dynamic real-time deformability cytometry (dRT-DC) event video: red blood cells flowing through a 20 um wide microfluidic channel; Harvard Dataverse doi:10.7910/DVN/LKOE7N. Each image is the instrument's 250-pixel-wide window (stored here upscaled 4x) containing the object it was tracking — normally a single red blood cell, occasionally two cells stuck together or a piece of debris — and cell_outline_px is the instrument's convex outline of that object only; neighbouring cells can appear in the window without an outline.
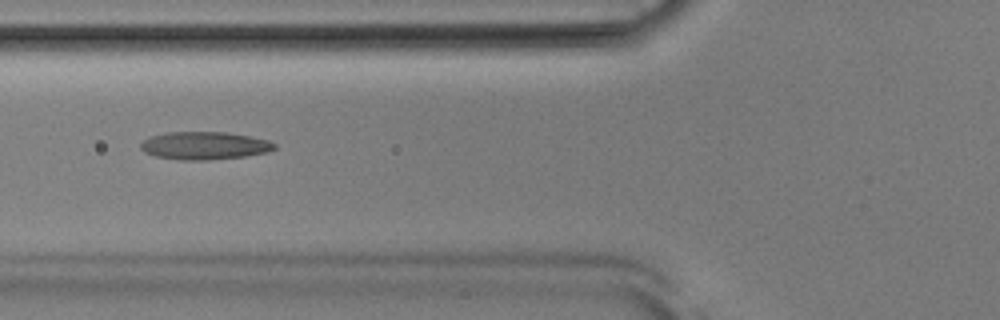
{"species": "Egyptian fruit bat (a non-hibernating species)", "species_latin": "Rousettus aegyptiacus", "temperature_condition": "room temperature", "stored_images_in_passage": 52, "camera_frame_rate_fps": 3000, "um_per_image_px": 0.085, "animal": {"sex": "male"}, "frame": {"image": 1, "passage_image": 20, "time_ms": 6.333, "image_size_px": [1000, 320], "cell_outline_px": [[276, 148], [268, 152], [244, 156], [208, 160], [180, 160], [156, 156], [144, 152], [140, 148], [140, 144], [148, 136], [168, 132], [228, 132], [252, 136], [268, 140], [276, 144]], "centroid_in_image_um": [17.38, 12.37], "position_along_channel_um": 108.4, "area_um2": 21.85}}
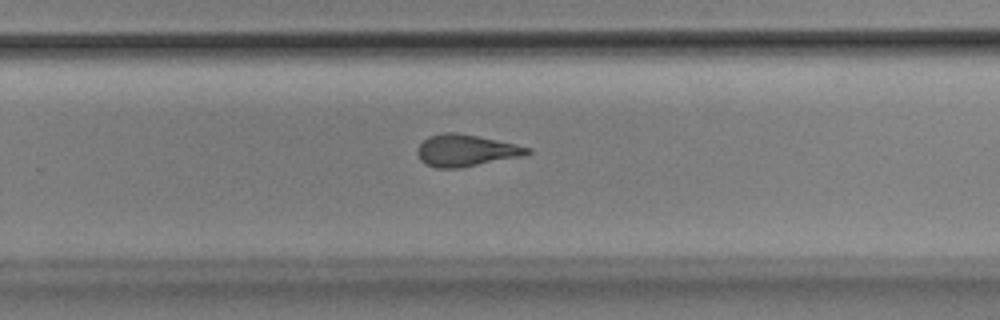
{"frame": {"image": 2, "passage_image": 34, "time_ms": 11.0, "image_size_px": [1000, 320], "cell_outline_px": [[532, 152], [524, 156], [460, 168], [436, 168], [424, 164], [420, 160], [416, 152], [416, 148], [428, 136], [444, 132], [456, 132], [516, 144], [532, 148]], "centroid_in_image_um": [39.59, 12.8], "position_along_channel_um": 290.2, "area_um2": 20.58}}
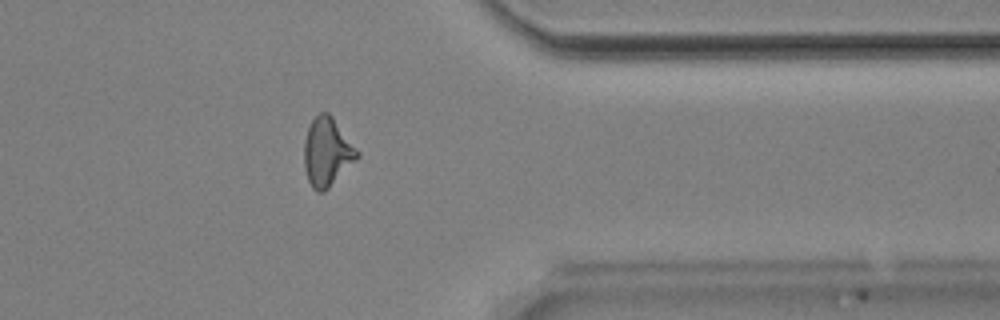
{"frame": {"image": 3, "passage_image": 42, "time_ms": 13.667, "image_size_px": [1000, 320], "cell_outline_px": [[360, 156], [324, 192], [316, 192], [312, 188], [308, 180], [304, 168], [304, 140], [308, 128], [312, 120], [320, 112], [328, 112], [332, 116], [360, 152]], "centroid_in_image_um": [27.79, 12.93], "position_along_channel_um": 383.6, "area_um2": 21.15}, "authors_computed_cell_mechanics": {"area_um2": 20.8369, "velocity_mm_per_s": 3.8968, "shape_relaxation_time_tau1_ms": 6.0671, "shape_relaxation_time_tau2_ms": 1.6263, "deformation_change_tau1": 0.2051, "deformation_change_tau2": 0.1064}}